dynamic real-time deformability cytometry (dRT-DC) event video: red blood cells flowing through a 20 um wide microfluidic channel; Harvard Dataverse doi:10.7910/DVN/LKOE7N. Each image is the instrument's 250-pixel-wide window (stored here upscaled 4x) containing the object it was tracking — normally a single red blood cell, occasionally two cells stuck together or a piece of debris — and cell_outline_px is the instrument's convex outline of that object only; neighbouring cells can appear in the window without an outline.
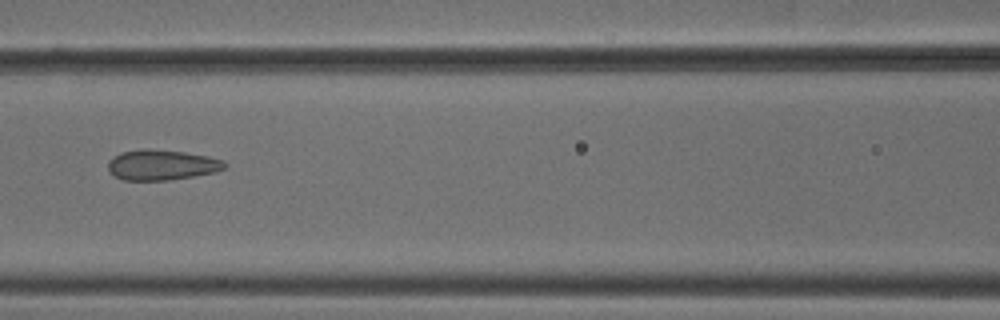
{"species": "common noctule bat (a hibernating species)", "species_latin": "Nyctalus noctula", "temperature_condition": "cold", "stored_images_in_passage": 4, "camera_frame_rate_fps": 3000, "um_per_image_px": 0.085, "animal": {"sex": "male", "body_mass_g": 18.8}, "frame": {"image": 1, "passage_image": 4, "time_ms": 1.0, "image_size_px": [1000, 320], "cell_outline_px": [[228, 164], [224, 168], [216, 172], [168, 180], [124, 180], [116, 176], [108, 168], [108, 160], [120, 152], [140, 148], [148, 148], [184, 152], [208, 156], [224, 160]], "centroid_in_image_um": [13.75, 14.0], "position_along_channel_um": 152.8, "area_um2": 20.69}}